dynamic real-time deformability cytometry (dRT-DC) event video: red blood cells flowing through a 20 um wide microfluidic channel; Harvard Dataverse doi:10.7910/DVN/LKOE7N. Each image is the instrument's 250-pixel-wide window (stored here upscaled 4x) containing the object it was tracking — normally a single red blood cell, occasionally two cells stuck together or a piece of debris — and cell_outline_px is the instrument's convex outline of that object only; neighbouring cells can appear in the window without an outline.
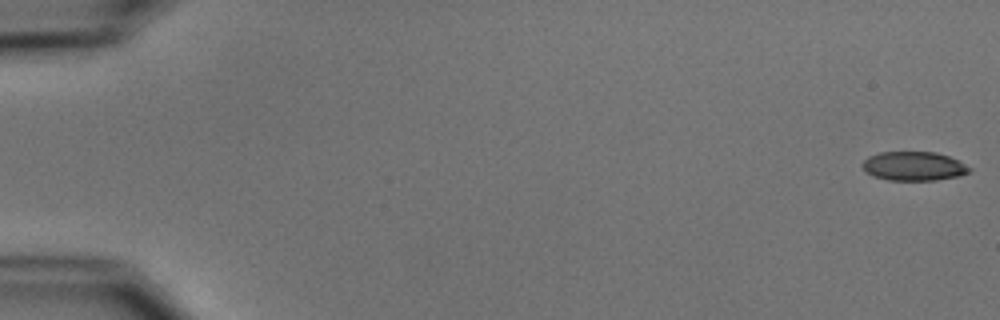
{"species": "common noctule bat (a hibernating species)", "species_latin": "Nyctalus noctula", "temperature_condition": "cold", "stored_images_in_passage": 12, "camera_frame_rate_fps": 3000, "um_per_image_px": 0.085, "animal": {"sex": "male", "body_mass_g": 15.6}, "frame": {"image": 1, "passage_image": 1, "time_ms": 0.0, "image_size_px": [1000, 320], "cell_outline_px": [[972, 168], [968, 172], [960, 176], [936, 180], [888, 180], [872, 176], [864, 172], [860, 164], [868, 156], [880, 152], [936, 152], [948, 156]], "centroid_in_image_um": [77.61, 14.13], "position_along_channel_um": 7.4, "area_um2": 18.21}}